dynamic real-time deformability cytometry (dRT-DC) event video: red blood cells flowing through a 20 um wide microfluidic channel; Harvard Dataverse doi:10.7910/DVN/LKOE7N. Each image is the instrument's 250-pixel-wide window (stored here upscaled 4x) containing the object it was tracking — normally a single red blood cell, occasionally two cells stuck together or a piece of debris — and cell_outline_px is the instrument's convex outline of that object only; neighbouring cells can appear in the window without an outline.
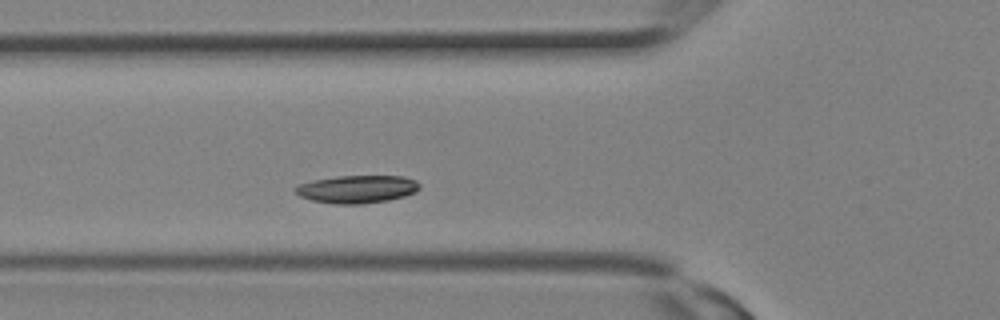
{"species": "Egyptian fruit bat (a non-hibernating species)", "species_latin": "Rousettus aegyptiacus", "temperature_condition": "room temperature", "stored_images_in_passage": 9, "camera_frame_rate_fps": 3000, "um_per_image_px": 0.085, "animal": {"sex": "female"}, "frame": {"image": 1, "passage_image": 7, "time_ms": 2.0, "image_size_px": [1000, 320], "cell_outline_px": [[420, 188], [416, 192], [404, 196], [388, 200], [360, 204], [332, 204], [312, 200], [300, 196], [292, 188], [300, 184], [316, 180], [340, 176], [400, 176], [416, 180], [420, 184]], "centroid_in_image_um": [30.37, 16.08], "position_along_channel_um": 95.4, "area_um2": 20.0}}
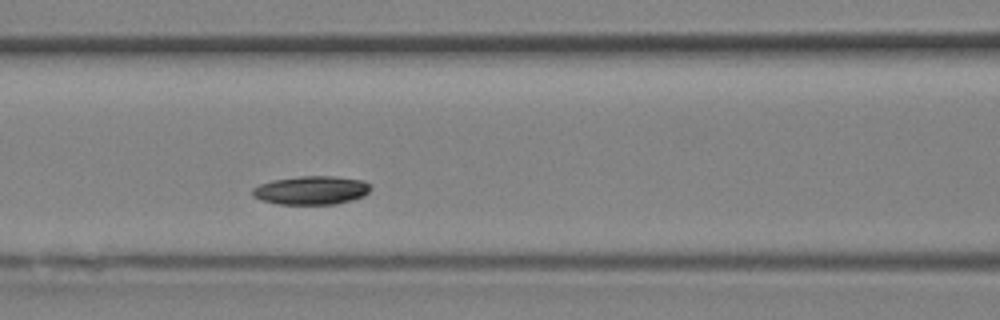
{"frame": {"image": 2, "passage_image": 9, "time_ms": 2.667, "image_size_px": [1000, 320], "cell_outline_px": [[372, 188], [364, 196], [352, 200], [336, 204], [280, 204], [260, 200], [252, 196], [252, 188], [260, 184], [272, 180], [300, 176], [336, 176], [364, 180], [372, 184]], "centroid_in_image_um": [26.49, 16.16], "position_along_channel_um": 140.1, "area_um2": 19.94}}